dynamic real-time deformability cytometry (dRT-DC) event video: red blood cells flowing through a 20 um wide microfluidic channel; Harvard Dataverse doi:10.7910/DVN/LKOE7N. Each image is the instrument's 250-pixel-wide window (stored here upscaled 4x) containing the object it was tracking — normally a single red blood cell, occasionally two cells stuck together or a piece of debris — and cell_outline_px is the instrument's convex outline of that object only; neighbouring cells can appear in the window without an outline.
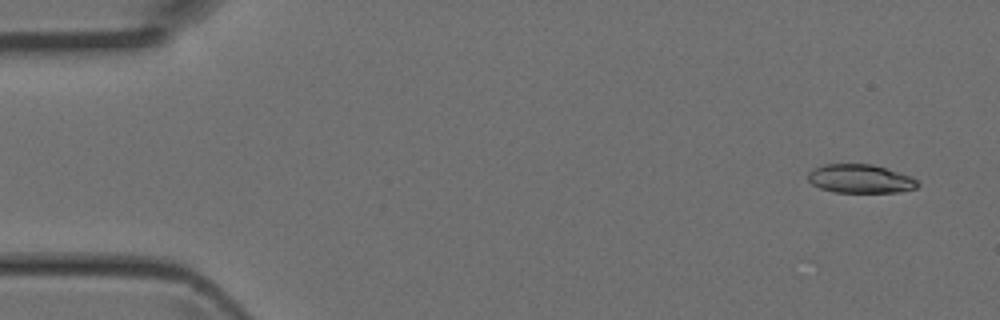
{"species": "Egyptian fruit bat (a non-hibernating species)", "species_latin": "Rousettus aegyptiacus", "temperature_condition": "room temperature", "stored_images_in_passage": 5, "camera_frame_rate_fps": 3000, "um_per_image_px": 0.085, "animal": {"sex": "female"}, "frame": {"image": 1, "passage_image": 1, "time_ms": 0.0, "image_size_px": [1000, 320], "cell_outline_px": [[920, 184], [916, 188], [900, 192], [832, 192], [820, 188], [812, 184], [808, 180], [808, 172], [812, 168], [824, 164], [872, 164], [912, 176]], "centroid_in_image_um": [73.11, 15.19], "position_along_channel_um": 11.9, "area_um2": 18.44}}